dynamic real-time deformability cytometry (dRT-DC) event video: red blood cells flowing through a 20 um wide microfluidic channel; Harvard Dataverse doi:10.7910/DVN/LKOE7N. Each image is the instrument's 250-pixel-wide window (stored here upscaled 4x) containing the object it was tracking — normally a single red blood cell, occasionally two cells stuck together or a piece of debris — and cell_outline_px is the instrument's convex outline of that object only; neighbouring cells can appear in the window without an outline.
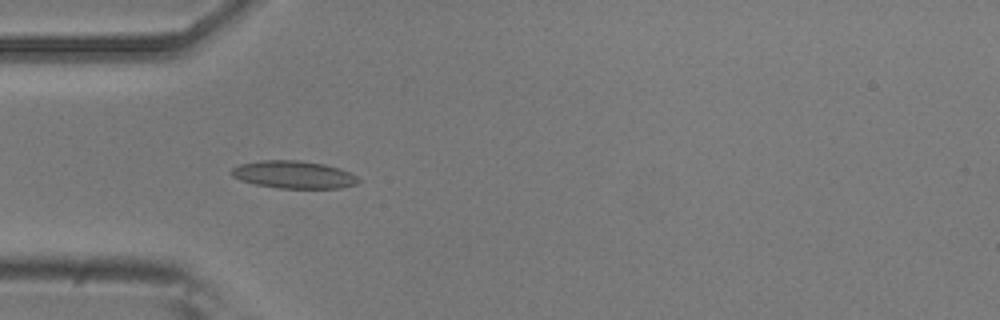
{"species": "common noctule bat (a hibernating species)", "species_latin": "Nyctalus noctula", "temperature_condition": "room temperature", "stored_images_in_passage": 20, "camera_frame_rate_fps": 3000, "um_per_image_px": 0.085, "animal": {"sex": "male", "body_mass_g": 20.5, "forearm_length_mm": 52.5}, "frame": {"image": 1, "passage_image": 16, "time_ms": 5.0, "image_size_px": [1000, 320], "cell_outline_px": [[360, 180], [356, 184], [340, 188], [276, 188], [256, 184], [240, 180], [232, 176], [232, 168], [240, 164], [260, 160], [300, 160], [324, 164], [340, 168], [356, 176]], "centroid_in_image_um": [24.96, 14.84], "position_along_channel_um": 60.0, "area_um2": 20.35}}
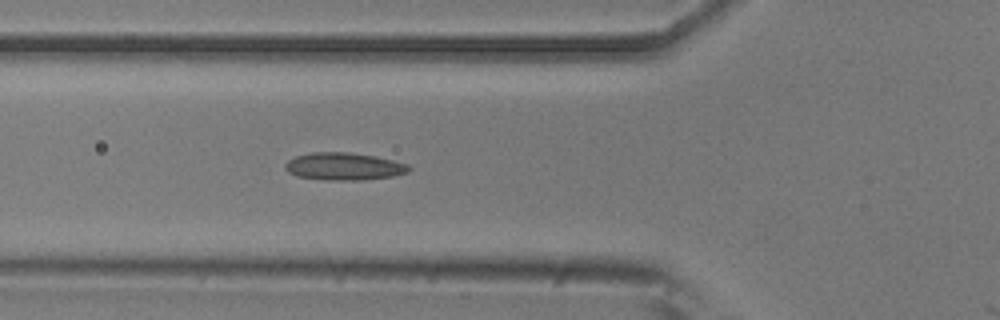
{"frame": {"image": 2, "passage_image": 19, "time_ms": 6.0, "image_size_px": [1000, 320], "cell_outline_px": [[412, 168], [408, 172], [392, 176], [360, 180], [328, 180], [296, 176], [288, 172], [284, 168], [284, 164], [288, 160], [296, 156], [312, 152], [348, 152], [376, 156], [408, 164]], "centroid_in_image_um": [29.22, 14.14], "position_along_channel_um": 96.6, "area_um2": 19.83}}